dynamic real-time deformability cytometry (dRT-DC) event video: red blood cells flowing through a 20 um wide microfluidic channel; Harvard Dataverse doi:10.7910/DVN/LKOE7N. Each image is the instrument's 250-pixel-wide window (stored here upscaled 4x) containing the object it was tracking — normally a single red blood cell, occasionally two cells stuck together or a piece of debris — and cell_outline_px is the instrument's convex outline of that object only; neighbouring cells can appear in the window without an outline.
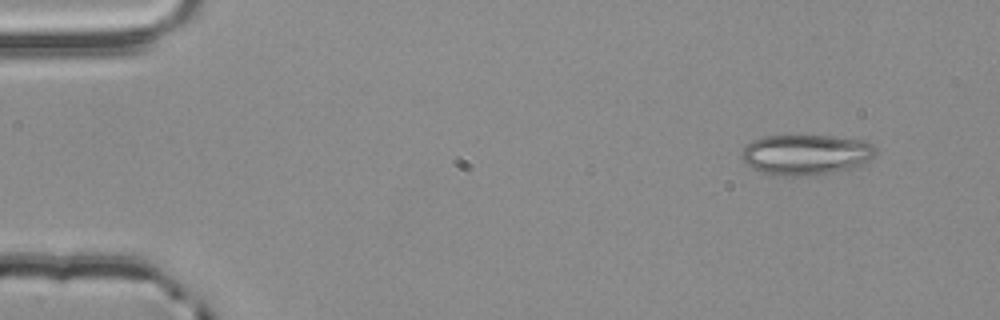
{"species": "common noctule bat (a hibernating species)", "species_latin": "Nyctalus noctula", "temperature_condition": "room temperature", "stored_images_in_passage": 3, "camera_frame_rate_fps": 3000, "um_per_image_px": 0.085, "animal": {"sex": "male", "body_mass_g": 20.4}, "frame": {"image": 1, "passage_image": 1, "time_ms": 0.0, "image_size_px": [1000, 320], "cell_outline_px": [[876, 152], [864, 164], [852, 168], [832, 172], [808, 176], [772, 176], [752, 168], [740, 156], [740, 152], [752, 140], [764, 136], [832, 136], [864, 140], [876, 144]], "centroid_in_image_um": [68.51, 13.15], "position_along_channel_um": 16.5, "area_um2": 31.85}}